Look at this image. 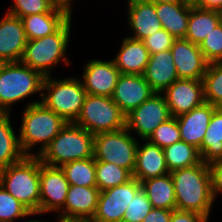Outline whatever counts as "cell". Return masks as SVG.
Instances as JSON below:
<instances>
[{
  "label": "cell",
  "instance_id": "obj_28",
  "mask_svg": "<svg viewBox=\"0 0 222 222\" xmlns=\"http://www.w3.org/2000/svg\"><path fill=\"white\" fill-rule=\"evenodd\" d=\"M10 113L0 112V169L21 161L23 153L17 136L12 128Z\"/></svg>",
  "mask_w": 222,
  "mask_h": 222
},
{
  "label": "cell",
  "instance_id": "obj_41",
  "mask_svg": "<svg viewBox=\"0 0 222 222\" xmlns=\"http://www.w3.org/2000/svg\"><path fill=\"white\" fill-rule=\"evenodd\" d=\"M171 222H208V220L192 211L172 210Z\"/></svg>",
  "mask_w": 222,
  "mask_h": 222
},
{
  "label": "cell",
  "instance_id": "obj_16",
  "mask_svg": "<svg viewBox=\"0 0 222 222\" xmlns=\"http://www.w3.org/2000/svg\"><path fill=\"white\" fill-rule=\"evenodd\" d=\"M170 50L179 79L203 80L208 62L199 45L180 38L174 40Z\"/></svg>",
  "mask_w": 222,
  "mask_h": 222
},
{
  "label": "cell",
  "instance_id": "obj_24",
  "mask_svg": "<svg viewBox=\"0 0 222 222\" xmlns=\"http://www.w3.org/2000/svg\"><path fill=\"white\" fill-rule=\"evenodd\" d=\"M70 17L65 10L57 7H54L48 13L22 17L27 41L55 33Z\"/></svg>",
  "mask_w": 222,
  "mask_h": 222
},
{
  "label": "cell",
  "instance_id": "obj_8",
  "mask_svg": "<svg viewBox=\"0 0 222 222\" xmlns=\"http://www.w3.org/2000/svg\"><path fill=\"white\" fill-rule=\"evenodd\" d=\"M74 124L96 135L126 127V115L112 97L87 94Z\"/></svg>",
  "mask_w": 222,
  "mask_h": 222
},
{
  "label": "cell",
  "instance_id": "obj_15",
  "mask_svg": "<svg viewBox=\"0 0 222 222\" xmlns=\"http://www.w3.org/2000/svg\"><path fill=\"white\" fill-rule=\"evenodd\" d=\"M84 66L82 83L86 94L112 97L120 71L113 60H89Z\"/></svg>",
  "mask_w": 222,
  "mask_h": 222
},
{
  "label": "cell",
  "instance_id": "obj_4",
  "mask_svg": "<svg viewBox=\"0 0 222 222\" xmlns=\"http://www.w3.org/2000/svg\"><path fill=\"white\" fill-rule=\"evenodd\" d=\"M41 162L53 167L94 157V135L74 123H67L38 155Z\"/></svg>",
  "mask_w": 222,
  "mask_h": 222
},
{
  "label": "cell",
  "instance_id": "obj_14",
  "mask_svg": "<svg viewBox=\"0 0 222 222\" xmlns=\"http://www.w3.org/2000/svg\"><path fill=\"white\" fill-rule=\"evenodd\" d=\"M163 93L172 117L187 113L205 102L202 80L178 79Z\"/></svg>",
  "mask_w": 222,
  "mask_h": 222
},
{
  "label": "cell",
  "instance_id": "obj_35",
  "mask_svg": "<svg viewBox=\"0 0 222 222\" xmlns=\"http://www.w3.org/2000/svg\"><path fill=\"white\" fill-rule=\"evenodd\" d=\"M148 141L163 149L182 141L176 117H171L166 122L160 124L149 137Z\"/></svg>",
  "mask_w": 222,
  "mask_h": 222
},
{
  "label": "cell",
  "instance_id": "obj_33",
  "mask_svg": "<svg viewBox=\"0 0 222 222\" xmlns=\"http://www.w3.org/2000/svg\"><path fill=\"white\" fill-rule=\"evenodd\" d=\"M202 81L205 102L222 107V63H208Z\"/></svg>",
  "mask_w": 222,
  "mask_h": 222
},
{
  "label": "cell",
  "instance_id": "obj_34",
  "mask_svg": "<svg viewBox=\"0 0 222 222\" xmlns=\"http://www.w3.org/2000/svg\"><path fill=\"white\" fill-rule=\"evenodd\" d=\"M39 212H30L25 205L0 184V222H15L24 217L38 215Z\"/></svg>",
  "mask_w": 222,
  "mask_h": 222
},
{
  "label": "cell",
  "instance_id": "obj_6",
  "mask_svg": "<svg viewBox=\"0 0 222 222\" xmlns=\"http://www.w3.org/2000/svg\"><path fill=\"white\" fill-rule=\"evenodd\" d=\"M45 76L21 62L5 63L0 70V112L10 113L14 103L41 92ZM11 106V107H10Z\"/></svg>",
  "mask_w": 222,
  "mask_h": 222
},
{
  "label": "cell",
  "instance_id": "obj_5",
  "mask_svg": "<svg viewBox=\"0 0 222 222\" xmlns=\"http://www.w3.org/2000/svg\"><path fill=\"white\" fill-rule=\"evenodd\" d=\"M71 20L72 16L51 35L27 41L20 62L44 76H51V68L61 63V60L64 65L70 64L66 50L71 36Z\"/></svg>",
  "mask_w": 222,
  "mask_h": 222
},
{
  "label": "cell",
  "instance_id": "obj_36",
  "mask_svg": "<svg viewBox=\"0 0 222 222\" xmlns=\"http://www.w3.org/2000/svg\"><path fill=\"white\" fill-rule=\"evenodd\" d=\"M199 48L208 63L222 60V22L207 35Z\"/></svg>",
  "mask_w": 222,
  "mask_h": 222
},
{
  "label": "cell",
  "instance_id": "obj_30",
  "mask_svg": "<svg viewBox=\"0 0 222 222\" xmlns=\"http://www.w3.org/2000/svg\"><path fill=\"white\" fill-rule=\"evenodd\" d=\"M169 172L195 166L201 162L198 149L184 141L174 143L164 149Z\"/></svg>",
  "mask_w": 222,
  "mask_h": 222
},
{
  "label": "cell",
  "instance_id": "obj_27",
  "mask_svg": "<svg viewBox=\"0 0 222 222\" xmlns=\"http://www.w3.org/2000/svg\"><path fill=\"white\" fill-rule=\"evenodd\" d=\"M141 185L153 208L176 209L175 190L170 173L146 179Z\"/></svg>",
  "mask_w": 222,
  "mask_h": 222
},
{
  "label": "cell",
  "instance_id": "obj_3",
  "mask_svg": "<svg viewBox=\"0 0 222 222\" xmlns=\"http://www.w3.org/2000/svg\"><path fill=\"white\" fill-rule=\"evenodd\" d=\"M0 184L30 212H39L40 158L38 156H25L21 161L0 169Z\"/></svg>",
  "mask_w": 222,
  "mask_h": 222
},
{
  "label": "cell",
  "instance_id": "obj_17",
  "mask_svg": "<svg viewBox=\"0 0 222 222\" xmlns=\"http://www.w3.org/2000/svg\"><path fill=\"white\" fill-rule=\"evenodd\" d=\"M154 93L143 75L120 74L112 99L127 115Z\"/></svg>",
  "mask_w": 222,
  "mask_h": 222
},
{
  "label": "cell",
  "instance_id": "obj_44",
  "mask_svg": "<svg viewBox=\"0 0 222 222\" xmlns=\"http://www.w3.org/2000/svg\"><path fill=\"white\" fill-rule=\"evenodd\" d=\"M53 5L57 8L65 10L70 16H72V7L71 2L72 0H51Z\"/></svg>",
  "mask_w": 222,
  "mask_h": 222
},
{
  "label": "cell",
  "instance_id": "obj_46",
  "mask_svg": "<svg viewBox=\"0 0 222 222\" xmlns=\"http://www.w3.org/2000/svg\"><path fill=\"white\" fill-rule=\"evenodd\" d=\"M4 64H5V62L2 59H0V70L3 67Z\"/></svg>",
  "mask_w": 222,
  "mask_h": 222
},
{
  "label": "cell",
  "instance_id": "obj_1",
  "mask_svg": "<svg viewBox=\"0 0 222 222\" xmlns=\"http://www.w3.org/2000/svg\"><path fill=\"white\" fill-rule=\"evenodd\" d=\"M176 209L192 211L207 220L213 207L214 197L211 189V176L208 164H199L172 171Z\"/></svg>",
  "mask_w": 222,
  "mask_h": 222
},
{
  "label": "cell",
  "instance_id": "obj_45",
  "mask_svg": "<svg viewBox=\"0 0 222 222\" xmlns=\"http://www.w3.org/2000/svg\"><path fill=\"white\" fill-rule=\"evenodd\" d=\"M152 2L154 4H161V3H190L189 0H146Z\"/></svg>",
  "mask_w": 222,
  "mask_h": 222
},
{
  "label": "cell",
  "instance_id": "obj_2",
  "mask_svg": "<svg viewBox=\"0 0 222 222\" xmlns=\"http://www.w3.org/2000/svg\"><path fill=\"white\" fill-rule=\"evenodd\" d=\"M19 130V143L26 156H38L63 129L67 122L41 101H32L25 105ZM40 150L32 153L34 145Z\"/></svg>",
  "mask_w": 222,
  "mask_h": 222
},
{
  "label": "cell",
  "instance_id": "obj_19",
  "mask_svg": "<svg viewBox=\"0 0 222 222\" xmlns=\"http://www.w3.org/2000/svg\"><path fill=\"white\" fill-rule=\"evenodd\" d=\"M217 108L218 107L208 102H204L202 105L195 107L191 111L177 116L176 119L182 141L199 149L213 112Z\"/></svg>",
  "mask_w": 222,
  "mask_h": 222
},
{
  "label": "cell",
  "instance_id": "obj_39",
  "mask_svg": "<svg viewBox=\"0 0 222 222\" xmlns=\"http://www.w3.org/2000/svg\"><path fill=\"white\" fill-rule=\"evenodd\" d=\"M175 38L165 29L157 31L155 34L143 39L142 42L148 49L150 55L171 49Z\"/></svg>",
  "mask_w": 222,
  "mask_h": 222
},
{
  "label": "cell",
  "instance_id": "obj_32",
  "mask_svg": "<svg viewBox=\"0 0 222 222\" xmlns=\"http://www.w3.org/2000/svg\"><path fill=\"white\" fill-rule=\"evenodd\" d=\"M96 187L101 191L119 186L133 178L132 173L113 163L95 160Z\"/></svg>",
  "mask_w": 222,
  "mask_h": 222
},
{
  "label": "cell",
  "instance_id": "obj_7",
  "mask_svg": "<svg viewBox=\"0 0 222 222\" xmlns=\"http://www.w3.org/2000/svg\"><path fill=\"white\" fill-rule=\"evenodd\" d=\"M41 102L67 123H74L79 116L86 90L82 81L76 77L53 79L45 76ZM46 91V92H45Z\"/></svg>",
  "mask_w": 222,
  "mask_h": 222
},
{
  "label": "cell",
  "instance_id": "obj_21",
  "mask_svg": "<svg viewBox=\"0 0 222 222\" xmlns=\"http://www.w3.org/2000/svg\"><path fill=\"white\" fill-rule=\"evenodd\" d=\"M143 76L155 93L163 94L173 82L179 79L171 50L150 55Z\"/></svg>",
  "mask_w": 222,
  "mask_h": 222
},
{
  "label": "cell",
  "instance_id": "obj_12",
  "mask_svg": "<svg viewBox=\"0 0 222 222\" xmlns=\"http://www.w3.org/2000/svg\"><path fill=\"white\" fill-rule=\"evenodd\" d=\"M68 188L69 182L61 167L45 165L40 160V215L59 213L65 205Z\"/></svg>",
  "mask_w": 222,
  "mask_h": 222
},
{
  "label": "cell",
  "instance_id": "obj_11",
  "mask_svg": "<svg viewBox=\"0 0 222 222\" xmlns=\"http://www.w3.org/2000/svg\"><path fill=\"white\" fill-rule=\"evenodd\" d=\"M141 188V182L133 177L124 184L101 191L90 222H122L126 208Z\"/></svg>",
  "mask_w": 222,
  "mask_h": 222
},
{
  "label": "cell",
  "instance_id": "obj_18",
  "mask_svg": "<svg viewBox=\"0 0 222 222\" xmlns=\"http://www.w3.org/2000/svg\"><path fill=\"white\" fill-rule=\"evenodd\" d=\"M27 43L22 19L10 13L0 21V59L20 62Z\"/></svg>",
  "mask_w": 222,
  "mask_h": 222
},
{
  "label": "cell",
  "instance_id": "obj_26",
  "mask_svg": "<svg viewBox=\"0 0 222 222\" xmlns=\"http://www.w3.org/2000/svg\"><path fill=\"white\" fill-rule=\"evenodd\" d=\"M222 22V12L216 10L202 9L195 6L190 7L185 39L191 43L200 45L203 40Z\"/></svg>",
  "mask_w": 222,
  "mask_h": 222
},
{
  "label": "cell",
  "instance_id": "obj_20",
  "mask_svg": "<svg viewBox=\"0 0 222 222\" xmlns=\"http://www.w3.org/2000/svg\"><path fill=\"white\" fill-rule=\"evenodd\" d=\"M128 1V27L133 32L131 38L143 40L162 29L155 11V4L146 0Z\"/></svg>",
  "mask_w": 222,
  "mask_h": 222
},
{
  "label": "cell",
  "instance_id": "obj_10",
  "mask_svg": "<svg viewBox=\"0 0 222 222\" xmlns=\"http://www.w3.org/2000/svg\"><path fill=\"white\" fill-rule=\"evenodd\" d=\"M161 95L162 93H154L126 115V128L134 130L143 141L148 140L160 124L172 117L165 97Z\"/></svg>",
  "mask_w": 222,
  "mask_h": 222
},
{
  "label": "cell",
  "instance_id": "obj_37",
  "mask_svg": "<svg viewBox=\"0 0 222 222\" xmlns=\"http://www.w3.org/2000/svg\"><path fill=\"white\" fill-rule=\"evenodd\" d=\"M152 208L145 191L141 188L126 208L122 222H142Z\"/></svg>",
  "mask_w": 222,
  "mask_h": 222
},
{
  "label": "cell",
  "instance_id": "obj_9",
  "mask_svg": "<svg viewBox=\"0 0 222 222\" xmlns=\"http://www.w3.org/2000/svg\"><path fill=\"white\" fill-rule=\"evenodd\" d=\"M138 143L126 127L96 134L94 135V159L113 163L133 173Z\"/></svg>",
  "mask_w": 222,
  "mask_h": 222
},
{
  "label": "cell",
  "instance_id": "obj_42",
  "mask_svg": "<svg viewBox=\"0 0 222 222\" xmlns=\"http://www.w3.org/2000/svg\"><path fill=\"white\" fill-rule=\"evenodd\" d=\"M172 210L152 208L142 222H171Z\"/></svg>",
  "mask_w": 222,
  "mask_h": 222
},
{
  "label": "cell",
  "instance_id": "obj_43",
  "mask_svg": "<svg viewBox=\"0 0 222 222\" xmlns=\"http://www.w3.org/2000/svg\"><path fill=\"white\" fill-rule=\"evenodd\" d=\"M191 5L209 10L222 12V0H189Z\"/></svg>",
  "mask_w": 222,
  "mask_h": 222
},
{
  "label": "cell",
  "instance_id": "obj_38",
  "mask_svg": "<svg viewBox=\"0 0 222 222\" xmlns=\"http://www.w3.org/2000/svg\"><path fill=\"white\" fill-rule=\"evenodd\" d=\"M8 13L22 18L27 15L50 12L55 6L51 0H13Z\"/></svg>",
  "mask_w": 222,
  "mask_h": 222
},
{
  "label": "cell",
  "instance_id": "obj_29",
  "mask_svg": "<svg viewBox=\"0 0 222 222\" xmlns=\"http://www.w3.org/2000/svg\"><path fill=\"white\" fill-rule=\"evenodd\" d=\"M198 151L201 161L206 164L222 160V107L213 112Z\"/></svg>",
  "mask_w": 222,
  "mask_h": 222
},
{
  "label": "cell",
  "instance_id": "obj_23",
  "mask_svg": "<svg viewBox=\"0 0 222 222\" xmlns=\"http://www.w3.org/2000/svg\"><path fill=\"white\" fill-rule=\"evenodd\" d=\"M149 59L150 53L143 42L128 36L113 61L121 74L143 75Z\"/></svg>",
  "mask_w": 222,
  "mask_h": 222
},
{
  "label": "cell",
  "instance_id": "obj_13",
  "mask_svg": "<svg viewBox=\"0 0 222 222\" xmlns=\"http://www.w3.org/2000/svg\"><path fill=\"white\" fill-rule=\"evenodd\" d=\"M99 193L97 187L69 185L59 222H90L97 210Z\"/></svg>",
  "mask_w": 222,
  "mask_h": 222
},
{
  "label": "cell",
  "instance_id": "obj_47",
  "mask_svg": "<svg viewBox=\"0 0 222 222\" xmlns=\"http://www.w3.org/2000/svg\"><path fill=\"white\" fill-rule=\"evenodd\" d=\"M25 222V221H24ZM26 222H45V221H38V220H28V221H26ZM59 222V221H58Z\"/></svg>",
  "mask_w": 222,
  "mask_h": 222
},
{
  "label": "cell",
  "instance_id": "obj_25",
  "mask_svg": "<svg viewBox=\"0 0 222 222\" xmlns=\"http://www.w3.org/2000/svg\"><path fill=\"white\" fill-rule=\"evenodd\" d=\"M191 6V3L155 4L162 28L175 39L185 38Z\"/></svg>",
  "mask_w": 222,
  "mask_h": 222
},
{
  "label": "cell",
  "instance_id": "obj_31",
  "mask_svg": "<svg viewBox=\"0 0 222 222\" xmlns=\"http://www.w3.org/2000/svg\"><path fill=\"white\" fill-rule=\"evenodd\" d=\"M69 185L96 187L94 157L65 163L61 166Z\"/></svg>",
  "mask_w": 222,
  "mask_h": 222
},
{
  "label": "cell",
  "instance_id": "obj_40",
  "mask_svg": "<svg viewBox=\"0 0 222 222\" xmlns=\"http://www.w3.org/2000/svg\"><path fill=\"white\" fill-rule=\"evenodd\" d=\"M208 167L211 176V189L215 200L218 193L222 194V160L211 162Z\"/></svg>",
  "mask_w": 222,
  "mask_h": 222
},
{
  "label": "cell",
  "instance_id": "obj_22",
  "mask_svg": "<svg viewBox=\"0 0 222 222\" xmlns=\"http://www.w3.org/2000/svg\"><path fill=\"white\" fill-rule=\"evenodd\" d=\"M145 142L143 146L138 143L136 163L132 173L133 177L140 182L170 173L163 148L150 143L148 140Z\"/></svg>",
  "mask_w": 222,
  "mask_h": 222
}]
</instances>
